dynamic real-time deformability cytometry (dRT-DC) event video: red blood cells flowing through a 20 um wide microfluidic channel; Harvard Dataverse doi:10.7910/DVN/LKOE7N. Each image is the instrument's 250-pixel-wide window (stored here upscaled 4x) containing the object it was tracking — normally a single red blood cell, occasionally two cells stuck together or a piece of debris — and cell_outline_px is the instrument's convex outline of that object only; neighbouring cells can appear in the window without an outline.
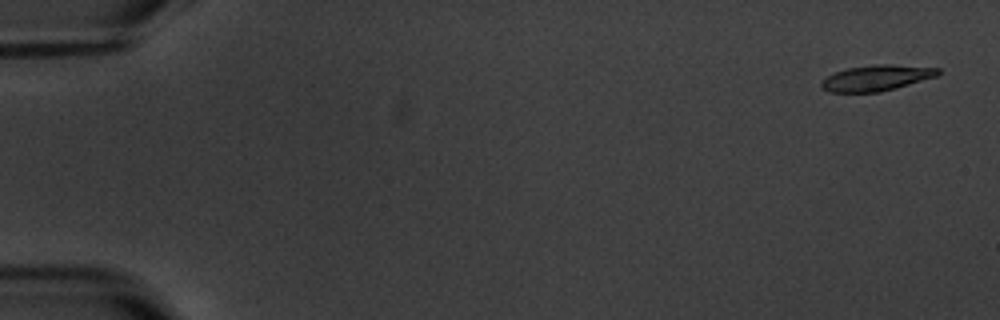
{"species": "common noctule bat (a hibernating species)", "species_latin": "Nyctalus noctula", "temperature_condition": "warm", "stored_images_in_passage": 14, "camera_frame_rate_fps": 3000, "um_per_image_px": 0.085, "animal": {"sex": "male", "body_mass_g": 20.1, "forearm_length_mm": 53.5}, "frame": {"image": 1, "passage_image": 1, "time_ms": 0.0, "image_size_px": [1000, 320], "cell_outline_px": [[940, 72], [936, 76], [896, 88], [880, 92], [828, 92], [820, 88], [820, 84], [828, 76], [836, 72], [848, 68], [876, 64], [888, 64], [940, 68]], "centroid_in_image_um": [74.48, 6.63], "position_along_channel_um": 10.5, "area_um2": 17.34}}
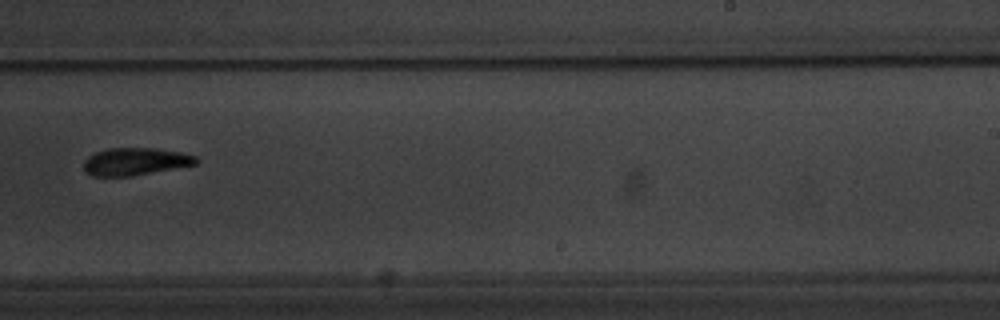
{"frame": {"image": 2, "passage_image": 10, "time_ms": 11.667, "image_size_px": [1000, 320], "cell_outline_px": [[200, 160], [196, 164], [132, 176], [92, 176], [84, 172], [84, 160], [88, 156], [96, 152], [108, 148], [156, 148], [180, 152], [196, 156]], "centroid_in_image_um": [11.48, 13.73], "position_along_channel_um": 277.5, "area_um2": 18.03}}
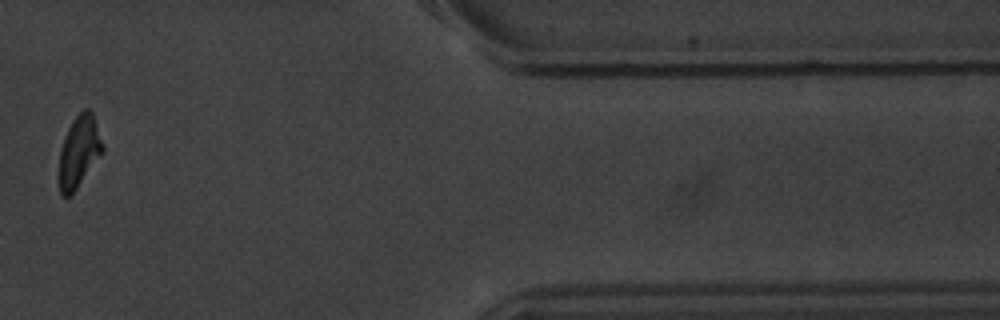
{"frame": {"image": 3, "passage_image": 13, "time_ms": 16.333, "image_size_px": [1000, 320], "cell_outline_px": [[104, 152], [76, 188], [68, 196], [60, 196], [56, 180], [56, 172], [60, 148], [68, 128], [72, 120], [84, 108], [88, 108], [92, 112], [104, 148]], "centroid_in_image_um": [6.65, 12.93], "position_along_channel_um": 404.7, "area_um2": 18.61}, "authors_computed_cell_mechanics": {"area_um2": 18.5827, "velocity_mm_per_s": 3.5586, "shape_relaxation_time_tau1_ms": 2.6115, "shape_relaxation_time_tau2_ms": 5.1935, "deformation_change_tau1": 0.1143, "deformation_change_tau2": 0.1129}}